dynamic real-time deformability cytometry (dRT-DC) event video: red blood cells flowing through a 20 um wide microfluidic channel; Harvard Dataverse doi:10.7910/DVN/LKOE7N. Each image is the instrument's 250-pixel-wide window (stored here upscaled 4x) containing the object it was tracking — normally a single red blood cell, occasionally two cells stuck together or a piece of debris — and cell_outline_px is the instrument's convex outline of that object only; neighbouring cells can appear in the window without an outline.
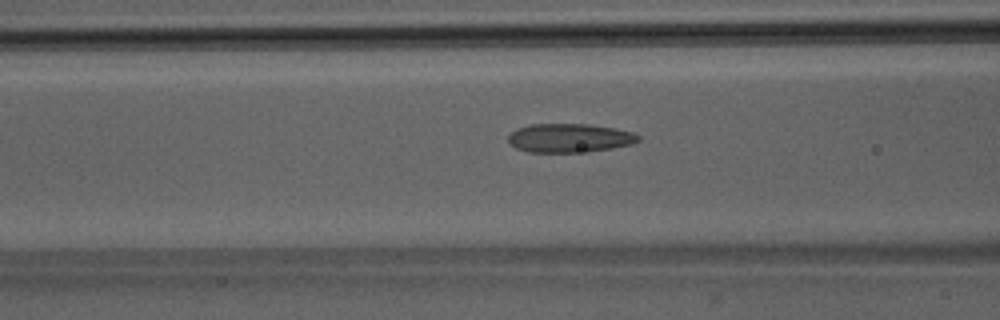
{"species": "Egyptian fruit bat (a non-hibernating species)", "species_latin": "Rousettus aegyptiacus", "temperature_condition": "room temperature", "stored_images_in_passage": 39, "camera_frame_rate_fps": 3000, "um_per_image_px": 0.085, "animal": {"sex": "male"}, "frame": {"image": 1, "passage_image": 9, "time_ms": 2.667, "image_size_px": [1000, 320], "cell_outline_px": [[640, 140], [632, 144], [612, 148], [588, 152], [528, 152], [516, 148], [508, 140], [508, 136], [516, 128], [528, 124], [588, 124], [616, 128], [632, 132], [640, 136]], "centroid_in_image_um": [48.42, 11.73], "position_along_channel_um": 118.2, "area_um2": 21.96}}
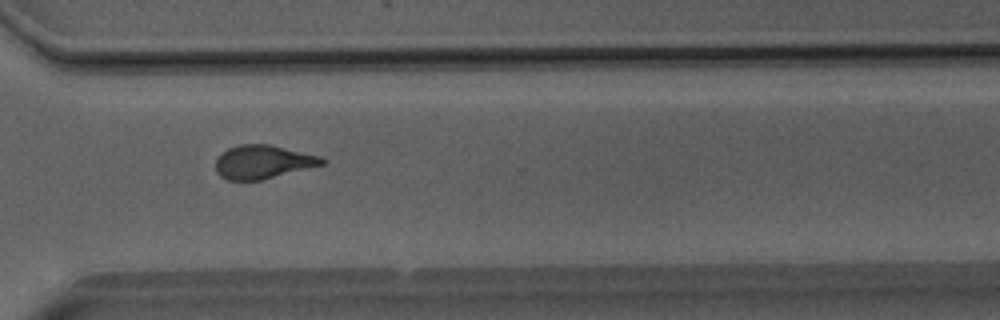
{"frame": {"image": 2, "passage_image": 26, "time_ms": 8.333, "image_size_px": [1000, 320], "cell_outline_px": [[328, 160], [324, 164], [260, 180], [228, 180], [220, 176], [216, 172], [216, 160], [220, 152], [228, 148], [240, 144], [268, 144], [320, 156]], "centroid_in_image_um": [22.32, 13.76], "position_along_channel_um": 348.3, "area_um2": 20.69}}
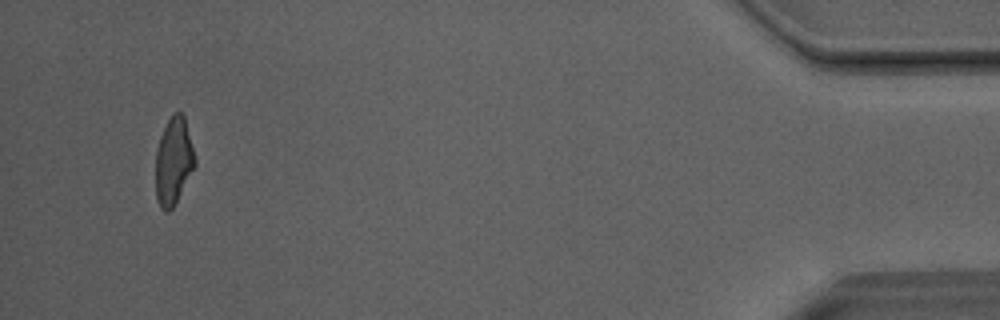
{"frame": {"image": 3, "passage_image": 37, "time_ms": 12.0, "image_size_px": [1000, 320], "cell_outline_px": [[196, 164], [172, 208], [168, 212], [164, 212], [160, 208], [156, 200], [156, 152], [160, 136], [168, 120], [176, 112], [180, 112], [184, 116], [196, 160]], "centroid_in_image_um": [14.74, 13.73], "position_along_channel_um": 420.5, "area_um2": 19.65}, "authors_computed_cell_mechanics": {"area_um2": 20.9814, "velocity_mm_per_s": 4.0652, "shape_relaxation_time_tau1_ms": 6.9642, "shape_relaxation_time_tau2_ms": 1.8829, "deformation_change_tau1": 0.2016, "deformation_change_tau2": 0.102}}